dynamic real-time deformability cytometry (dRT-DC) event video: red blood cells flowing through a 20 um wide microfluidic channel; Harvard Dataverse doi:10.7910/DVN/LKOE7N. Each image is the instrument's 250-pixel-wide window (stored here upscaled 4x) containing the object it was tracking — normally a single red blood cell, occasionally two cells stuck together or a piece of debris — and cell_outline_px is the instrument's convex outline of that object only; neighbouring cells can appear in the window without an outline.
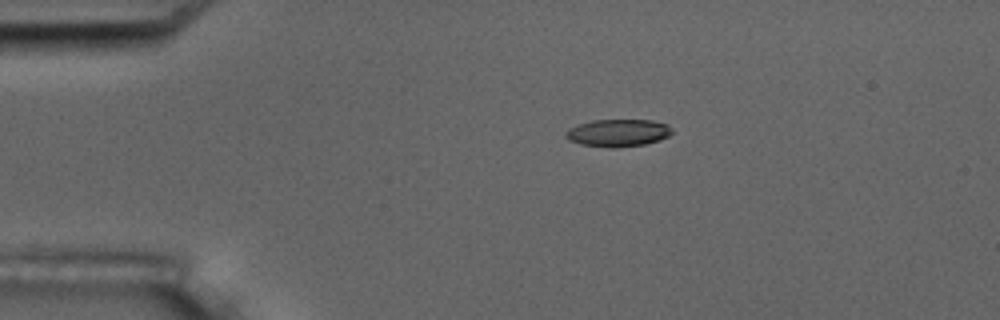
{"species": "common noctule bat (a hibernating species)", "species_latin": "Nyctalus noctula", "temperature_condition": "room temperature", "stored_images_in_passage": 4, "camera_frame_rate_fps": 3000, "um_per_image_px": 0.085, "animal": {"sex": "male", "body_mass_g": 17.5, "forearm_length_mm": 52.3}, "frame": {"image": 1, "passage_image": 4, "time_ms": 3.667, "image_size_px": [1000, 320], "cell_outline_px": [[672, 132], [668, 136], [660, 140], [644, 144], [612, 148], [580, 144], [568, 140], [564, 136], [564, 132], [568, 128], [592, 120], [652, 120], [668, 124], [672, 128]], "centroid_in_image_um": [52.51, 11.29], "position_along_channel_um": 32.5, "area_um2": 17.05}}